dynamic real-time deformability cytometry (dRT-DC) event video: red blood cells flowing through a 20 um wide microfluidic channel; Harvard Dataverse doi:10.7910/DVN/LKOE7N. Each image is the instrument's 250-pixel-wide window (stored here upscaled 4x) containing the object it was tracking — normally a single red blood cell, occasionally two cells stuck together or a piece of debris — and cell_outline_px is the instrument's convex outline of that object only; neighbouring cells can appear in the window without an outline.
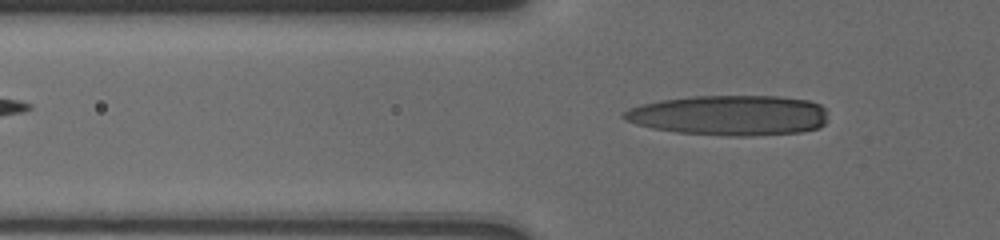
{"species": "human", "species_latin": "Homo sapiens", "temperature_condition": "cold", "stored_images_in_passage": 36, "camera_frame_rate_fps": 3000, "um_per_image_px": 0.085, "donor": {"sex": "male"}, "frame": {"image": 1, "passage_image": 14, "time_ms": 4.333, "image_size_px": [1000, 240], "cell_outline_px": [[824, 124], [820, 128], [800, 132], [752, 136], [728, 136], [676, 132], [652, 128], [636, 124], [628, 120], [624, 116], [624, 112], [628, 108], [640, 104], [664, 100], [696, 96], [776, 96], [808, 100], [820, 104], [824, 108]], "centroid_in_image_um": [62.02, 9.8], "position_along_channel_um": 63.8, "area_um2": 47.63}}
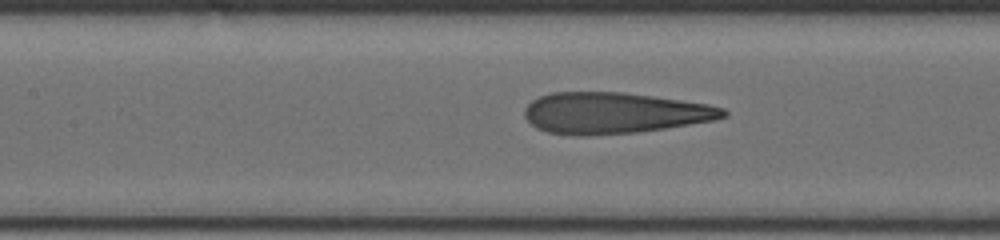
{"frame": {"image": 2, "passage_image": 24, "time_ms": 7.0, "image_size_px": [1000, 240], "cell_outline_px": [[728, 116], [712, 120], [664, 128], [636, 132], [588, 136], [576, 136], [548, 132], [536, 128], [524, 116], [524, 108], [532, 100], [540, 96], [552, 92], [624, 92], [708, 104], [724, 108], [728, 112]], "centroid_in_image_um": [52.17, 9.6], "position_along_channel_um": 155.2, "area_um2": 47.57}}
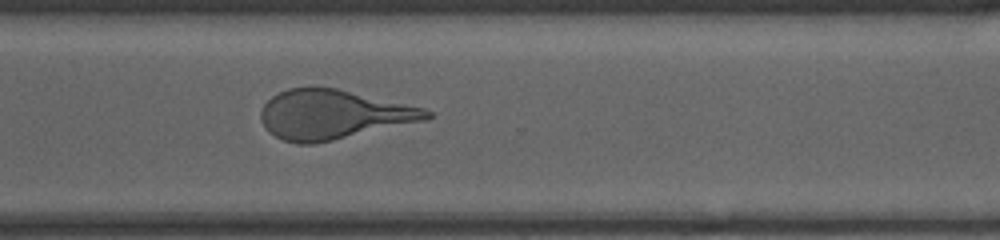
{"frame": {"image": 3, "passage_image": 36, "time_ms": 12.0, "image_size_px": [1000, 240], "cell_outline_px": [[432, 116], [424, 120], [332, 140], [312, 144], [296, 144], [284, 140], [268, 132], [260, 120], [260, 112], [264, 104], [272, 96], [288, 88], [312, 84], [336, 88], [424, 108], [432, 112]], "centroid_in_image_um": [28.24, 9.71], "position_along_channel_um": 342.4, "area_um2": 47.69}}